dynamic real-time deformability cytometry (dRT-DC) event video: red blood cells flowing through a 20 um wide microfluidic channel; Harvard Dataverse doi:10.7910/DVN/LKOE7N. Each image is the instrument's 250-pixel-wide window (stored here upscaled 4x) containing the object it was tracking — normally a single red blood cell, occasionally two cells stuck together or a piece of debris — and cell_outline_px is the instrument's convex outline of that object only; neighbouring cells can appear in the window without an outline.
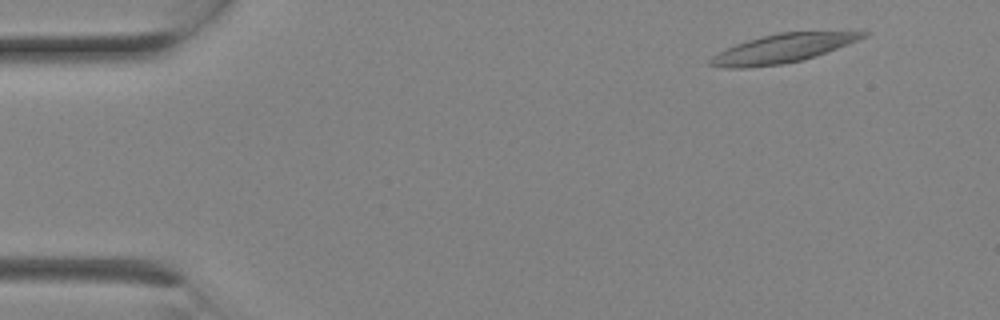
{"species": "Egyptian fruit bat (a non-hibernating species)", "species_latin": "Rousettus aegyptiacus", "temperature_condition": "room temperature", "stored_images_in_passage": 2, "camera_frame_rate_fps": 3000, "um_per_image_px": 0.085, "animal": {"sex": "female"}, "frame": {"image": 1, "passage_image": 1, "time_ms": 0.0, "image_size_px": [1000, 320], "cell_outline_px": [[872, 32], [868, 36], [836, 48], [800, 60], [784, 64], [744, 68], [728, 68], [708, 64], [708, 60], [712, 56], [736, 44], [748, 40], [780, 32]], "centroid_in_image_um": [66.47, 4.12], "position_along_channel_um": 18.5, "area_um2": 24.8}}
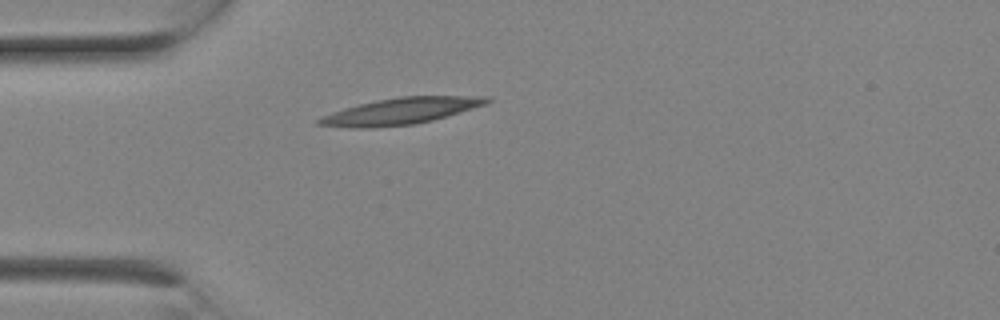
{"frame": {"image": 2, "passage_image": 2, "time_ms": 0.333, "image_size_px": [1000, 320], "cell_outline_px": [[492, 100], [488, 104], [432, 120], [412, 124], [372, 128], [352, 128], [316, 124], [316, 120], [320, 116], [344, 108], [376, 100], [400, 96], [492, 96]], "centroid_in_image_um": [34.07, 9.44], "position_along_channel_um": 50.9, "area_um2": 25.89}}